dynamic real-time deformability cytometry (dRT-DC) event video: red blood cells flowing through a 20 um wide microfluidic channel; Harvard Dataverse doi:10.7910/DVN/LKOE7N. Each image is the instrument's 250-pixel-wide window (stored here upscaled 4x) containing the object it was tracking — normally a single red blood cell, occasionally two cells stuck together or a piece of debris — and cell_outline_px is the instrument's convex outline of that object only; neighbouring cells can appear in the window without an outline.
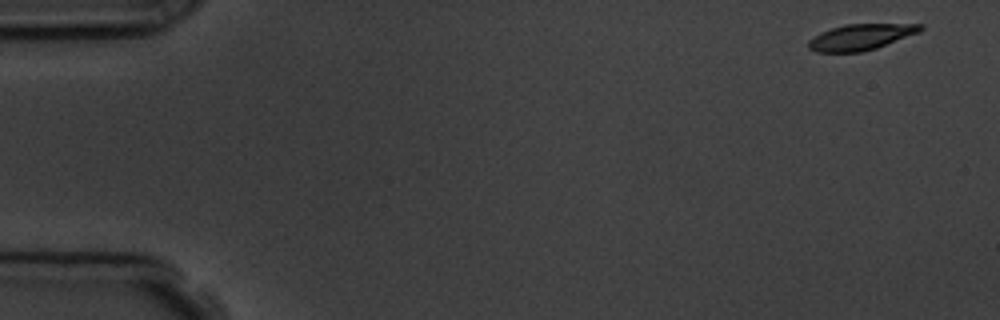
{"species": "common noctule bat (a hibernating species)", "species_latin": "Nyctalus noctula", "temperature_condition": "room temperature", "stored_images_in_passage": 6, "camera_frame_rate_fps": 3000, "um_per_image_px": 0.085, "animal": {"sex": "male", "body_mass_g": 19.5, "forearm_length_mm": 54.6}, "frame": {"image": 1, "passage_image": 1, "time_ms": 0.0, "image_size_px": [1000, 320], "cell_outline_px": [[924, 28], [920, 32], [876, 48], [860, 52], [816, 52], [808, 48], [808, 40], [820, 32], [844, 24], [924, 24]], "centroid_in_image_um": [73.16, 3.14], "position_along_channel_um": 11.8, "area_um2": 16.94}}
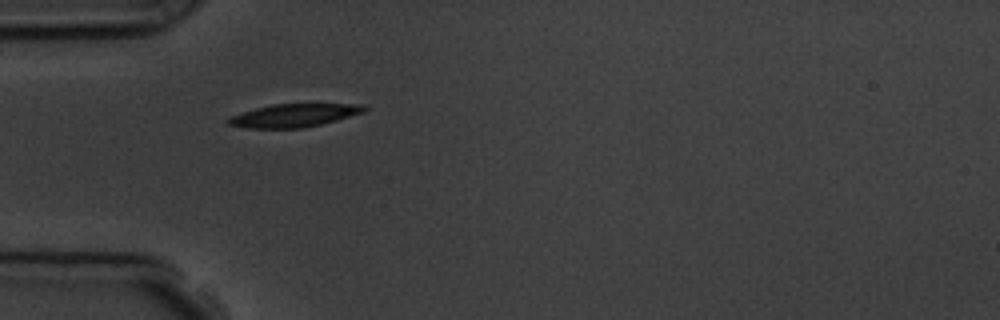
{"frame": {"image": 2, "passage_image": 5, "time_ms": 4.667, "image_size_px": [1000, 320], "cell_outline_px": [[368, 108], [364, 112], [336, 120], [320, 124], [300, 128], [248, 128], [228, 124], [224, 120], [232, 116], [256, 108], [272, 104], [364, 104]], "centroid_in_image_um": [24.99, 9.8], "position_along_channel_um": 60.0, "area_um2": 18.09}}